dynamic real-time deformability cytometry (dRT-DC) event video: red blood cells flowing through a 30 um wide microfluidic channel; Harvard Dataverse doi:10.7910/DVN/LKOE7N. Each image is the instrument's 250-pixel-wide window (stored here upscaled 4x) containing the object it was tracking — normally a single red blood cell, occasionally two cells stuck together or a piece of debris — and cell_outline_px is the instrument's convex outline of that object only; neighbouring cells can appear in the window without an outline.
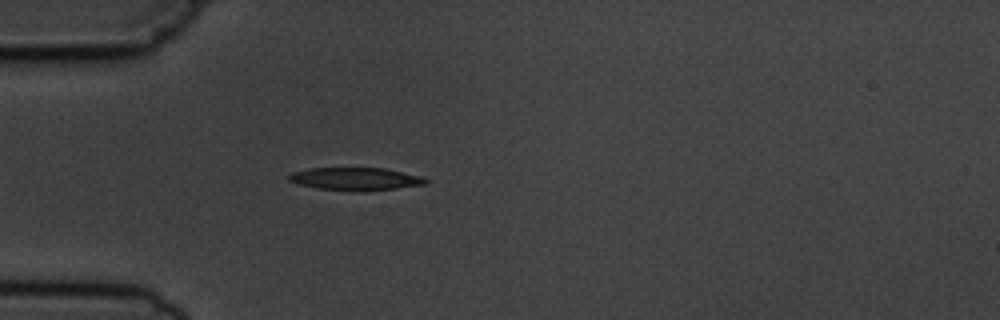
{"species": "common noctule bat (a hibernating species)", "species_latin": "Nyctalus noctula", "temperature_condition": "cold", "stored_images_in_passage": 3, "camera_frame_rate_fps": 3000, "um_per_image_px": 0.085, "animal": {"sex": "male", "body_mass_g": 19.5, "forearm_length_mm": 54.6}, "frame": {"image": 1, "passage_image": 3, "time_ms": 3.0, "image_size_px": [1000, 320], "cell_outline_px": [[428, 184], [364, 192], [320, 188], [300, 184], [288, 180], [288, 176], [292, 172], [308, 168], [384, 168], [420, 176], [428, 180]], "centroid_in_image_um": [30.24, 15.21], "position_along_channel_um": 54.8, "area_um2": 18.03}}